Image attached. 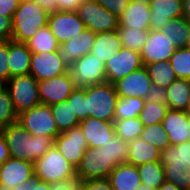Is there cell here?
Returning a JSON list of instances; mask_svg holds the SVG:
<instances>
[{
	"mask_svg": "<svg viewBox=\"0 0 190 190\" xmlns=\"http://www.w3.org/2000/svg\"><path fill=\"white\" fill-rule=\"evenodd\" d=\"M8 146L9 155L34 163L53 145L49 136H33L18 121L1 130Z\"/></svg>",
	"mask_w": 190,
	"mask_h": 190,
	"instance_id": "6da1fadb",
	"label": "cell"
},
{
	"mask_svg": "<svg viewBox=\"0 0 190 190\" xmlns=\"http://www.w3.org/2000/svg\"><path fill=\"white\" fill-rule=\"evenodd\" d=\"M159 161L167 182L182 190H190V140L161 150Z\"/></svg>",
	"mask_w": 190,
	"mask_h": 190,
	"instance_id": "7a4b0ae2",
	"label": "cell"
},
{
	"mask_svg": "<svg viewBox=\"0 0 190 190\" xmlns=\"http://www.w3.org/2000/svg\"><path fill=\"white\" fill-rule=\"evenodd\" d=\"M49 13L34 0H21L12 17V38L25 43L40 28L47 25Z\"/></svg>",
	"mask_w": 190,
	"mask_h": 190,
	"instance_id": "3957f363",
	"label": "cell"
},
{
	"mask_svg": "<svg viewBox=\"0 0 190 190\" xmlns=\"http://www.w3.org/2000/svg\"><path fill=\"white\" fill-rule=\"evenodd\" d=\"M34 173L49 184L77 179L76 168L65 159L53 145L34 162Z\"/></svg>",
	"mask_w": 190,
	"mask_h": 190,
	"instance_id": "277c9868",
	"label": "cell"
},
{
	"mask_svg": "<svg viewBox=\"0 0 190 190\" xmlns=\"http://www.w3.org/2000/svg\"><path fill=\"white\" fill-rule=\"evenodd\" d=\"M87 111L89 116L114 122L118 95L112 83H101L86 87Z\"/></svg>",
	"mask_w": 190,
	"mask_h": 190,
	"instance_id": "5b68a950",
	"label": "cell"
},
{
	"mask_svg": "<svg viewBox=\"0 0 190 190\" xmlns=\"http://www.w3.org/2000/svg\"><path fill=\"white\" fill-rule=\"evenodd\" d=\"M6 89L18 115L41 103L38 81L30 73L9 78Z\"/></svg>",
	"mask_w": 190,
	"mask_h": 190,
	"instance_id": "8992f818",
	"label": "cell"
},
{
	"mask_svg": "<svg viewBox=\"0 0 190 190\" xmlns=\"http://www.w3.org/2000/svg\"><path fill=\"white\" fill-rule=\"evenodd\" d=\"M33 136H49L53 140L59 133L49 105L38 104L37 106L23 111L17 120Z\"/></svg>",
	"mask_w": 190,
	"mask_h": 190,
	"instance_id": "52a82bcc",
	"label": "cell"
},
{
	"mask_svg": "<svg viewBox=\"0 0 190 190\" xmlns=\"http://www.w3.org/2000/svg\"><path fill=\"white\" fill-rule=\"evenodd\" d=\"M116 167L110 158L108 150L103 147L88 148L76 168L77 179H105Z\"/></svg>",
	"mask_w": 190,
	"mask_h": 190,
	"instance_id": "ba28073f",
	"label": "cell"
},
{
	"mask_svg": "<svg viewBox=\"0 0 190 190\" xmlns=\"http://www.w3.org/2000/svg\"><path fill=\"white\" fill-rule=\"evenodd\" d=\"M77 14L94 33L117 30L119 19L96 0H85L78 8Z\"/></svg>",
	"mask_w": 190,
	"mask_h": 190,
	"instance_id": "9c48e42d",
	"label": "cell"
},
{
	"mask_svg": "<svg viewBox=\"0 0 190 190\" xmlns=\"http://www.w3.org/2000/svg\"><path fill=\"white\" fill-rule=\"evenodd\" d=\"M69 72L76 87L84 88L106 82L105 62L90 52L75 60Z\"/></svg>",
	"mask_w": 190,
	"mask_h": 190,
	"instance_id": "30bf717a",
	"label": "cell"
},
{
	"mask_svg": "<svg viewBox=\"0 0 190 190\" xmlns=\"http://www.w3.org/2000/svg\"><path fill=\"white\" fill-rule=\"evenodd\" d=\"M54 146L67 161L77 168L88 149V143L79 125L60 133L54 139Z\"/></svg>",
	"mask_w": 190,
	"mask_h": 190,
	"instance_id": "8fae6325",
	"label": "cell"
},
{
	"mask_svg": "<svg viewBox=\"0 0 190 190\" xmlns=\"http://www.w3.org/2000/svg\"><path fill=\"white\" fill-rule=\"evenodd\" d=\"M47 26L60 45L76 37L86 29V25L76 11L64 12L58 10L49 13Z\"/></svg>",
	"mask_w": 190,
	"mask_h": 190,
	"instance_id": "7c38bea8",
	"label": "cell"
},
{
	"mask_svg": "<svg viewBox=\"0 0 190 190\" xmlns=\"http://www.w3.org/2000/svg\"><path fill=\"white\" fill-rule=\"evenodd\" d=\"M143 66L139 52L122 48L105 62L106 82L114 84L129 73L136 71Z\"/></svg>",
	"mask_w": 190,
	"mask_h": 190,
	"instance_id": "4fadbf2b",
	"label": "cell"
},
{
	"mask_svg": "<svg viewBox=\"0 0 190 190\" xmlns=\"http://www.w3.org/2000/svg\"><path fill=\"white\" fill-rule=\"evenodd\" d=\"M38 87L40 102L49 106L67 101L76 88L69 71L48 80L38 81Z\"/></svg>",
	"mask_w": 190,
	"mask_h": 190,
	"instance_id": "5bb4252c",
	"label": "cell"
},
{
	"mask_svg": "<svg viewBox=\"0 0 190 190\" xmlns=\"http://www.w3.org/2000/svg\"><path fill=\"white\" fill-rule=\"evenodd\" d=\"M69 71L58 51L32 53L30 74L37 80H48Z\"/></svg>",
	"mask_w": 190,
	"mask_h": 190,
	"instance_id": "9a60e30c",
	"label": "cell"
},
{
	"mask_svg": "<svg viewBox=\"0 0 190 190\" xmlns=\"http://www.w3.org/2000/svg\"><path fill=\"white\" fill-rule=\"evenodd\" d=\"M177 47L160 30H150L146 43L140 52L143 65L169 61Z\"/></svg>",
	"mask_w": 190,
	"mask_h": 190,
	"instance_id": "2e32d148",
	"label": "cell"
},
{
	"mask_svg": "<svg viewBox=\"0 0 190 190\" xmlns=\"http://www.w3.org/2000/svg\"><path fill=\"white\" fill-rule=\"evenodd\" d=\"M152 82L145 66L129 73L114 83L118 97H138L145 99Z\"/></svg>",
	"mask_w": 190,
	"mask_h": 190,
	"instance_id": "e0dca14e",
	"label": "cell"
},
{
	"mask_svg": "<svg viewBox=\"0 0 190 190\" xmlns=\"http://www.w3.org/2000/svg\"><path fill=\"white\" fill-rule=\"evenodd\" d=\"M34 174V163L10 157L0 165V190L28 181Z\"/></svg>",
	"mask_w": 190,
	"mask_h": 190,
	"instance_id": "ac0fdd59",
	"label": "cell"
},
{
	"mask_svg": "<svg viewBox=\"0 0 190 190\" xmlns=\"http://www.w3.org/2000/svg\"><path fill=\"white\" fill-rule=\"evenodd\" d=\"M96 33L89 28L84 29L76 37L66 41L59 46L58 54L59 57L64 61L66 66L70 68L75 60L88 54L95 41Z\"/></svg>",
	"mask_w": 190,
	"mask_h": 190,
	"instance_id": "d6986e66",
	"label": "cell"
},
{
	"mask_svg": "<svg viewBox=\"0 0 190 190\" xmlns=\"http://www.w3.org/2000/svg\"><path fill=\"white\" fill-rule=\"evenodd\" d=\"M79 126L90 148L102 147L115 135L114 122L103 121L89 116L81 120Z\"/></svg>",
	"mask_w": 190,
	"mask_h": 190,
	"instance_id": "ffe728a7",
	"label": "cell"
},
{
	"mask_svg": "<svg viewBox=\"0 0 190 190\" xmlns=\"http://www.w3.org/2000/svg\"><path fill=\"white\" fill-rule=\"evenodd\" d=\"M150 29H162L170 19L183 17L182 0H150Z\"/></svg>",
	"mask_w": 190,
	"mask_h": 190,
	"instance_id": "44dd1931",
	"label": "cell"
},
{
	"mask_svg": "<svg viewBox=\"0 0 190 190\" xmlns=\"http://www.w3.org/2000/svg\"><path fill=\"white\" fill-rule=\"evenodd\" d=\"M162 125L169 136L171 145L190 140L188 113L186 111L168 109L162 121Z\"/></svg>",
	"mask_w": 190,
	"mask_h": 190,
	"instance_id": "7402d4cb",
	"label": "cell"
},
{
	"mask_svg": "<svg viewBox=\"0 0 190 190\" xmlns=\"http://www.w3.org/2000/svg\"><path fill=\"white\" fill-rule=\"evenodd\" d=\"M151 9L149 3L130 0L125 11L119 16V26L139 30L150 29Z\"/></svg>",
	"mask_w": 190,
	"mask_h": 190,
	"instance_id": "603a6c76",
	"label": "cell"
},
{
	"mask_svg": "<svg viewBox=\"0 0 190 190\" xmlns=\"http://www.w3.org/2000/svg\"><path fill=\"white\" fill-rule=\"evenodd\" d=\"M107 179L113 190H138L141 184L137 166L127 162L117 165Z\"/></svg>",
	"mask_w": 190,
	"mask_h": 190,
	"instance_id": "cb8c5ba5",
	"label": "cell"
},
{
	"mask_svg": "<svg viewBox=\"0 0 190 190\" xmlns=\"http://www.w3.org/2000/svg\"><path fill=\"white\" fill-rule=\"evenodd\" d=\"M32 53L26 43L9 40L10 78L30 73Z\"/></svg>",
	"mask_w": 190,
	"mask_h": 190,
	"instance_id": "d4e9b609",
	"label": "cell"
},
{
	"mask_svg": "<svg viewBox=\"0 0 190 190\" xmlns=\"http://www.w3.org/2000/svg\"><path fill=\"white\" fill-rule=\"evenodd\" d=\"M122 48L123 45L117 30L100 32L96 33L90 53L101 61L106 62Z\"/></svg>",
	"mask_w": 190,
	"mask_h": 190,
	"instance_id": "484cf974",
	"label": "cell"
},
{
	"mask_svg": "<svg viewBox=\"0 0 190 190\" xmlns=\"http://www.w3.org/2000/svg\"><path fill=\"white\" fill-rule=\"evenodd\" d=\"M129 156L127 163L135 166L145 164L147 162H154L160 159L161 150L151 143L146 142L141 137L128 142Z\"/></svg>",
	"mask_w": 190,
	"mask_h": 190,
	"instance_id": "4316f807",
	"label": "cell"
},
{
	"mask_svg": "<svg viewBox=\"0 0 190 190\" xmlns=\"http://www.w3.org/2000/svg\"><path fill=\"white\" fill-rule=\"evenodd\" d=\"M168 108L186 111L190 98V80L177 78L167 88Z\"/></svg>",
	"mask_w": 190,
	"mask_h": 190,
	"instance_id": "83f0119b",
	"label": "cell"
},
{
	"mask_svg": "<svg viewBox=\"0 0 190 190\" xmlns=\"http://www.w3.org/2000/svg\"><path fill=\"white\" fill-rule=\"evenodd\" d=\"M160 31L177 48L186 47V41L190 32V23L184 17L170 19Z\"/></svg>",
	"mask_w": 190,
	"mask_h": 190,
	"instance_id": "f1b7e54d",
	"label": "cell"
},
{
	"mask_svg": "<svg viewBox=\"0 0 190 190\" xmlns=\"http://www.w3.org/2000/svg\"><path fill=\"white\" fill-rule=\"evenodd\" d=\"M25 43L31 53L55 52L60 46L47 25L38 29V31Z\"/></svg>",
	"mask_w": 190,
	"mask_h": 190,
	"instance_id": "f546056e",
	"label": "cell"
},
{
	"mask_svg": "<svg viewBox=\"0 0 190 190\" xmlns=\"http://www.w3.org/2000/svg\"><path fill=\"white\" fill-rule=\"evenodd\" d=\"M59 133L79 125V120L68 101L50 105Z\"/></svg>",
	"mask_w": 190,
	"mask_h": 190,
	"instance_id": "4dcf8cb0",
	"label": "cell"
},
{
	"mask_svg": "<svg viewBox=\"0 0 190 190\" xmlns=\"http://www.w3.org/2000/svg\"><path fill=\"white\" fill-rule=\"evenodd\" d=\"M151 82L159 87L167 88L177 76L169 61H159L145 66Z\"/></svg>",
	"mask_w": 190,
	"mask_h": 190,
	"instance_id": "1f68e13d",
	"label": "cell"
},
{
	"mask_svg": "<svg viewBox=\"0 0 190 190\" xmlns=\"http://www.w3.org/2000/svg\"><path fill=\"white\" fill-rule=\"evenodd\" d=\"M137 168L142 184L158 189L166 181L164 167L159 160L138 165Z\"/></svg>",
	"mask_w": 190,
	"mask_h": 190,
	"instance_id": "d6a6232c",
	"label": "cell"
},
{
	"mask_svg": "<svg viewBox=\"0 0 190 190\" xmlns=\"http://www.w3.org/2000/svg\"><path fill=\"white\" fill-rule=\"evenodd\" d=\"M150 30L133 29L132 27L119 26L117 32L122 42L123 48L141 52L146 43Z\"/></svg>",
	"mask_w": 190,
	"mask_h": 190,
	"instance_id": "836d02e7",
	"label": "cell"
},
{
	"mask_svg": "<svg viewBox=\"0 0 190 190\" xmlns=\"http://www.w3.org/2000/svg\"><path fill=\"white\" fill-rule=\"evenodd\" d=\"M145 104V99L138 97H118L114 120L139 117Z\"/></svg>",
	"mask_w": 190,
	"mask_h": 190,
	"instance_id": "e575fe53",
	"label": "cell"
},
{
	"mask_svg": "<svg viewBox=\"0 0 190 190\" xmlns=\"http://www.w3.org/2000/svg\"><path fill=\"white\" fill-rule=\"evenodd\" d=\"M115 134L122 140L130 142L141 136L143 123L139 117L114 120Z\"/></svg>",
	"mask_w": 190,
	"mask_h": 190,
	"instance_id": "d590c367",
	"label": "cell"
},
{
	"mask_svg": "<svg viewBox=\"0 0 190 190\" xmlns=\"http://www.w3.org/2000/svg\"><path fill=\"white\" fill-rule=\"evenodd\" d=\"M168 109V106L163 103L155 104L151 101H145L144 107L139 114L140 121L144 127L162 123Z\"/></svg>",
	"mask_w": 190,
	"mask_h": 190,
	"instance_id": "8d00e7d4",
	"label": "cell"
},
{
	"mask_svg": "<svg viewBox=\"0 0 190 190\" xmlns=\"http://www.w3.org/2000/svg\"><path fill=\"white\" fill-rule=\"evenodd\" d=\"M140 137L160 150H164L171 145L169 136L164 130L162 123L144 127Z\"/></svg>",
	"mask_w": 190,
	"mask_h": 190,
	"instance_id": "74e56055",
	"label": "cell"
},
{
	"mask_svg": "<svg viewBox=\"0 0 190 190\" xmlns=\"http://www.w3.org/2000/svg\"><path fill=\"white\" fill-rule=\"evenodd\" d=\"M169 62L177 78L190 80V48H177Z\"/></svg>",
	"mask_w": 190,
	"mask_h": 190,
	"instance_id": "f35d334b",
	"label": "cell"
},
{
	"mask_svg": "<svg viewBox=\"0 0 190 190\" xmlns=\"http://www.w3.org/2000/svg\"><path fill=\"white\" fill-rule=\"evenodd\" d=\"M105 150H108L110 158L119 165L125 163L129 156V145L128 142L120 139L116 134L110 138V141L102 146Z\"/></svg>",
	"mask_w": 190,
	"mask_h": 190,
	"instance_id": "ab89813d",
	"label": "cell"
},
{
	"mask_svg": "<svg viewBox=\"0 0 190 190\" xmlns=\"http://www.w3.org/2000/svg\"><path fill=\"white\" fill-rule=\"evenodd\" d=\"M17 120L18 114L15 112L9 92L5 89L0 94V131Z\"/></svg>",
	"mask_w": 190,
	"mask_h": 190,
	"instance_id": "60d3db41",
	"label": "cell"
},
{
	"mask_svg": "<svg viewBox=\"0 0 190 190\" xmlns=\"http://www.w3.org/2000/svg\"><path fill=\"white\" fill-rule=\"evenodd\" d=\"M67 101L71 104V108L79 121L89 117V111H87L86 87H76Z\"/></svg>",
	"mask_w": 190,
	"mask_h": 190,
	"instance_id": "b9f144b4",
	"label": "cell"
},
{
	"mask_svg": "<svg viewBox=\"0 0 190 190\" xmlns=\"http://www.w3.org/2000/svg\"><path fill=\"white\" fill-rule=\"evenodd\" d=\"M9 40L0 44V81L7 83L10 78L9 70Z\"/></svg>",
	"mask_w": 190,
	"mask_h": 190,
	"instance_id": "7bdbcfd3",
	"label": "cell"
},
{
	"mask_svg": "<svg viewBox=\"0 0 190 190\" xmlns=\"http://www.w3.org/2000/svg\"><path fill=\"white\" fill-rule=\"evenodd\" d=\"M145 101H151L155 104L163 103L168 106V95L166 89L152 83L147 91Z\"/></svg>",
	"mask_w": 190,
	"mask_h": 190,
	"instance_id": "ee69618b",
	"label": "cell"
},
{
	"mask_svg": "<svg viewBox=\"0 0 190 190\" xmlns=\"http://www.w3.org/2000/svg\"><path fill=\"white\" fill-rule=\"evenodd\" d=\"M79 190H113L110 181L105 179H88L79 181Z\"/></svg>",
	"mask_w": 190,
	"mask_h": 190,
	"instance_id": "f6af8a7d",
	"label": "cell"
},
{
	"mask_svg": "<svg viewBox=\"0 0 190 190\" xmlns=\"http://www.w3.org/2000/svg\"><path fill=\"white\" fill-rule=\"evenodd\" d=\"M112 14L119 16L125 11L130 0H96Z\"/></svg>",
	"mask_w": 190,
	"mask_h": 190,
	"instance_id": "bcb514c9",
	"label": "cell"
},
{
	"mask_svg": "<svg viewBox=\"0 0 190 190\" xmlns=\"http://www.w3.org/2000/svg\"><path fill=\"white\" fill-rule=\"evenodd\" d=\"M12 38V17L0 15V39L3 42Z\"/></svg>",
	"mask_w": 190,
	"mask_h": 190,
	"instance_id": "7dc6e473",
	"label": "cell"
},
{
	"mask_svg": "<svg viewBox=\"0 0 190 190\" xmlns=\"http://www.w3.org/2000/svg\"><path fill=\"white\" fill-rule=\"evenodd\" d=\"M21 0H0V15L13 17L14 11L19 6Z\"/></svg>",
	"mask_w": 190,
	"mask_h": 190,
	"instance_id": "c3c4849f",
	"label": "cell"
},
{
	"mask_svg": "<svg viewBox=\"0 0 190 190\" xmlns=\"http://www.w3.org/2000/svg\"><path fill=\"white\" fill-rule=\"evenodd\" d=\"M85 0H56L57 11L75 12Z\"/></svg>",
	"mask_w": 190,
	"mask_h": 190,
	"instance_id": "681fc988",
	"label": "cell"
},
{
	"mask_svg": "<svg viewBox=\"0 0 190 190\" xmlns=\"http://www.w3.org/2000/svg\"><path fill=\"white\" fill-rule=\"evenodd\" d=\"M50 190H79V180L69 179L66 181L51 183Z\"/></svg>",
	"mask_w": 190,
	"mask_h": 190,
	"instance_id": "f907efd6",
	"label": "cell"
},
{
	"mask_svg": "<svg viewBox=\"0 0 190 190\" xmlns=\"http://www.w3.org/2000/svg\"><path fill=\"white\" fill-rule=\"evenodd\" d=\"M28 190H50V184L41 181V179L34 173L28 180Z\"/></svg>",
	"mask_w": 190,
	"mask_h": 190,
	"instance_id": "816d5d0a",
	"label": "cell"
},
{
	"mask_svg": "<svg viewBox=\"0 0 190 190\" xmlns=\"http://www.w3.org/2000/svg\"><path fill=\"white\" fill-rule=\"evenodd\" d=\"M10 158L8 146L6 144L4 134L0 131V165Z\"/></svg>",
	"mask_w": 190,
	"mask_h": 190,
	"instance_id": "f5cc1de1",
	"label": "cell"
},
{
	"mask_svg": "<svg viewBox=\"0 0 190 190\" xmlns=\"http://www.w3.org/2000/svg\"><path fill=\"white\" fill-rule=\"evenodd\" d=\"M37 4L40 5L42 9L47 11L48 13H53L57 11V3L56 0H34Z\"/></svg>",
	"mask_w": 190,
	"mask_h": 190,
	"instance_id": "db71d44e",
	"label": "cell"
},
{
	"mask_svg": "<svg viewBox=\"0 0 190 190\" xmlns=\"http://www.w3.org/2000/svg\"><path fill=\"white\" fill-rule=\"evenodd\" d=\"M183 17L190 23V0H182Z\"/></svg>",
	"mask_w": 190,
	"mask_h": 190,
	"instance_id": "11a10c76",
	"label": "cell"
},
{
	"mask_svg": "<svg viewBox=\"0 0 190 190\" xmlns=\"http://www.w3.org/2000/svg\"><path fill=\"white\" fill-rule=\"evenodd\" d=\"M158 190H182L178 188L176 185L173 183L165 181L159 188Z\"/></svg>",
	"mask_w": 190,
	"mask_h": 190,
	"instance_id": "9f6ffc18",
	"label": "cell"
},
{
	"mask_svg": "<svg viewBox=\"0 0 190 190\" xmlns=\"http://www.w3.org/2000/svg\"><path fill=\"white\" fill-rule=\"evenodd\" d=\"M5 190H28V181H25L21 184H17L13 188L12 187L6 188Z\"/></svg>",
	"mask_w": 190,
	"mask_h": 190,
	"instance_id": "6f0895ef",
	"label": "cell"
},
{
	"mask_svg": "<svg viewBox=\"0 0 190 190\" xmlns=\"http://www.w3.org/2000/svg\"><path fill=\"white\" fill-rule=\"evenodd\" d=\"M138 190H158L156 188L150 187L147 184H140Z\"/></svg>",
	"mask_w": 190,
	"mask_h": 190,
	"instance_id": "680465c9",
	"label": "cell"
},
{
	"mask_svg": "<svg viewBox=\"0 0 190 190\" xmlns=\"http://www.w3.org/2000/svg\"><path fill=\"white\" fill-rule=\"evenodd\" d=\"M6 89V84L0 81V94Z\"/></svg>",
	"mask_w": 190,
	"mask_h": 190,
	"instance_id": "91938a15",
	"label": "cell"
},
{
	"mask_svg": "<svg viewBox=\"0 0 190 190\" xmlns=\"http://www.w3.org/2000/svg\"><path fill=\"white\" fill-rule=\"evenodd\" d=\"M186 47L190 48V32H189V35H188V38H187V41H186Z\"/></svg>",
	"mask_w": 190,
	"mask_h": 190,
	"instance_id": "94428289",
	"label": "cell"
},
{
	"mask_svg": "<svg viewBox=\"0 0 190 190\" xmlns=\"http://www.w3.org/2000/svg\"><path fill=\"white\" fill-rule=\"evenodd\" d=\"M133 1L142 2V3H150V0H133Z\"/></svg>",
	"mask_w": 190,
	"mask_h": 190,
	"instance_id": "6125c7cd",
	"label": "cell"
},
{
	"mask_svg": "<svg viewBox=\"0 0 190 190\" xmlns=\"http://www.w3.org/2000/svg\"><path fill=\"white\" fill-rule=\"evenodd\" d=\"M186 112H187V113H190V98H189V103H188V106H187Z\"/></svg>",
	"mask_w": 190,
	"mask_h": 190,
	"instance_id": "be15d7a7",
	"label": "cell"
},
{
	"mask_svg": "<svg viewBox=\"0 0 190 190\" xmlns=\"http://www.w3.org/2000/svg\"><path fill=\"white\" fill-rule=\"evenodd\" d=\"M188 127L190 129V113H188Z\"/></svg>",
	"mask_w": 190,
	"mask_h": 190,
	"instance_id": "e7e4bbea",
	"label": "cell"
}]
</instances>
